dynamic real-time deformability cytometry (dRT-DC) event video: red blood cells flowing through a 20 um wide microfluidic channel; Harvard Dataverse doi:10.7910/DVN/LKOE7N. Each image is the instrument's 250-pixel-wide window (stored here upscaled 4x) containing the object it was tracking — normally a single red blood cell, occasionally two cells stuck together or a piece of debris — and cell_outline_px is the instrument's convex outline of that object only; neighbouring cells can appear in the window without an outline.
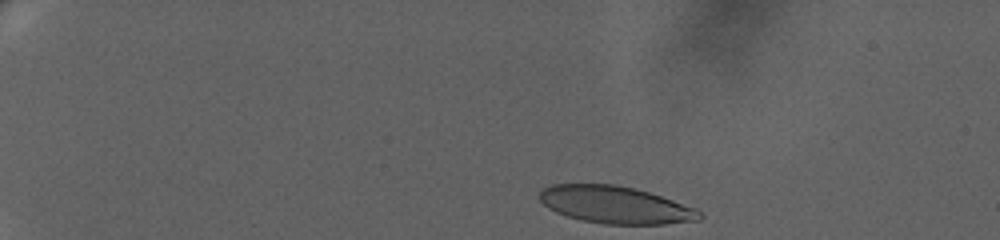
{"species": "human", "species_latin": "Homo sapiens", "temperature_condition": "warm", "stored_images_in_passage": 54, "camera_frame_rate_fps": 3000, "um_per_image_px": 0.085, "donor": {"sex": "female"}, "frame": {"image": 1, "passage_image": 1, "time_ms": 0.0, "image_size_px": [1000, 240], "cell_outline_px": [[704, 216], [700, 220], [664, 224], [604, 224], [580, 220], [556, 212], [548, 208], [540, 200], [540, 192], [544, 188], [552, 184], [616, 184], [648, 192], [696, 208]], "centroid_in_image_um": [52.31, 17.42], "position_along_channel_um": 32.7, "area_um2": 34.62}}
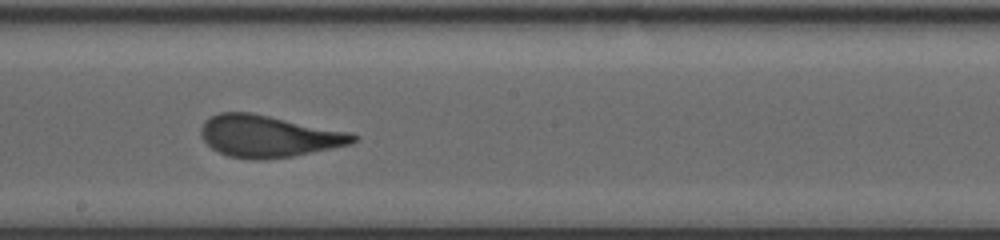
{"frame": {"image": 2, "passage_image": 29, "time_ms": 9.333, "image_size_px": [1000, 240], "cell_outline_px": [[360, 140], [352, 144], [292, 156], [264, 160], [252, 160], [228, 156], [212, 148], [200, 136], [200, 128], [204, 120], [220, 112], [252, 112], [352, 132], [360, 136]], "centroid_in_image_um": [22.86, 11.57], "position_along_channel_um": 225.3, "area_um2": 37.57}}
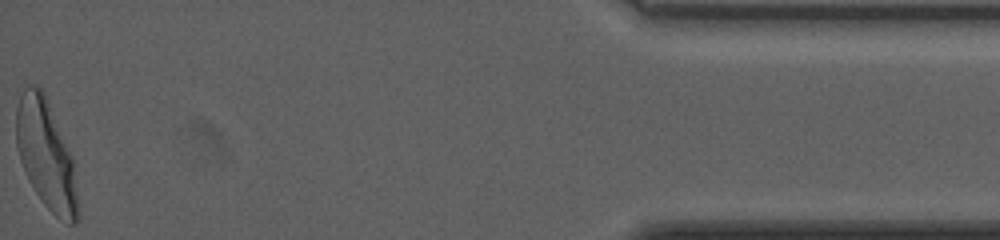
{"frame": {"image": 3, "passage_image": 54, "time_ms": 17.667, "image_size_px": [1000, 240], "cell_outline_px": [[80, 216], [76, 224], [68, 224], [56, 216], [44, 204], [28, 180], [20, 160], [16, 144], [16, 108], [20, 96], [24, 88], [28, 84], [32, 84], [40, 88], [44, 92], [72, 156], [80, 212]], "centroid_in_image_um": [3.92, 13.18], "position_along_channel_um": 431.3, "area_um2": 39.19}, "authors_computed_cell_mechanics": {"area_um2": 36.9631, "velocity_mm_per_s": 3.2801, "shape_relaxation_time_tau1_ms": 6.3446, "shape_relaxation_time_tau2_ms": null, "deformation_change_tau1": 0.2513, "deformation_change_tau2": null}}